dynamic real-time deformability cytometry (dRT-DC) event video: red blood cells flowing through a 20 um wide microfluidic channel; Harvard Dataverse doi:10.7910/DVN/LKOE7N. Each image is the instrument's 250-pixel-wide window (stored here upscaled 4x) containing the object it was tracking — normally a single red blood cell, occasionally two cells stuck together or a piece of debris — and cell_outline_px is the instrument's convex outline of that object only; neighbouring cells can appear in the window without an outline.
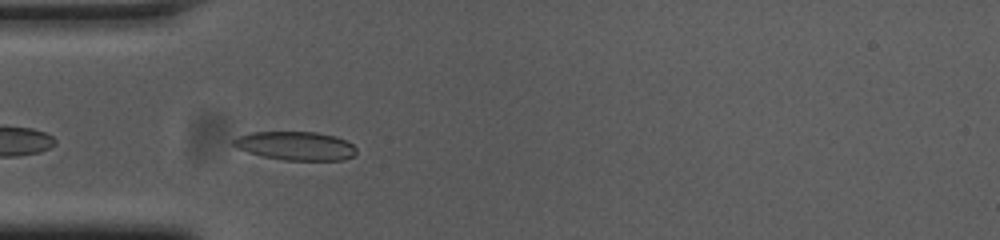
{"species": "common noctule bat (a hibernating species)", "species_latin": "Nyctalus noctula", "temperature_condition": "cold", "stored_images_in_passage": 29, "camera_frame_rate_fps": 3000, "um_per_image_px": 0.085, "animal": {"sex": "female", "body_mass_g": 23.0, "forearm_length_mm": 53.4}, "frame": {"image": 1, "passage_image": 4, "time_ms": 1.0, "image_size_px": [1000, 240], "cell_outline_px": [[356, 156], [344, 160], [284, 160], [264, 156], [248, 152], [232, 144], [232, 140], [240, 136], [252, 132], [316, 132], [336, 136], [352, 144], [356, 148]], "centroid_in_image_um": [25.18, 12.4], "position_along_channel_um": 59.8, "area_um2": 20.4}}
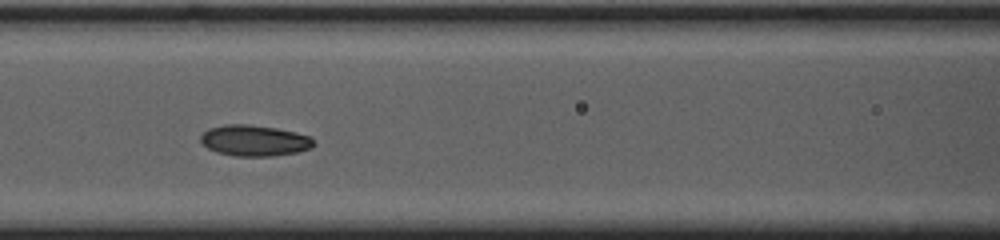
{"frame": {"image": 2, "passage_image": 11, "time_ms": 3.333, "image_size_px": [1000, 240], "cell_outline_px": [[316, 144], [312, 148], [296, 152], [272, 156], [236, 156], [216, 152], [208, 148], [200, 140], [200, 136], [208, 128], [224, 124], [248, 124], [276, 128], [296, 132], [312, 136]], "centroid_in_image_um": [21.65, 11.94], "position_along_channel_um": 145.0, "area_um2": 20.58}}
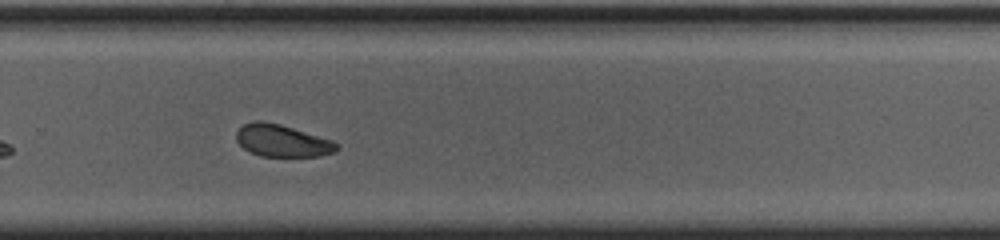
{"frame": {"image": 3, "passage_image": 24, "time_ms": 7.667, "image_size_px": [1000, 240], "cell_outline_px": [[340, 148], [336, 152], [320, 156], [260, 156], [248, 152], [236, 140], [236, 132], [244, 124], [252, 120], [264, 120], [280, 124], [332, 140], [340, 144]], "centroid_in_image_um": [23.99, 11.96], "position_along_channel_um": 305.8, "area_um2": 19.02}, "authors_computed_cell_mechanics": {"area_um2": 19.7098, "velocity_mm_per_s": 3.7212, "shape_relaxation_time_tau1_ms": 2.366, "shape_relaxation_time_tau2_ms": 3.467, "deformation_change_tau1": 0.1185, "deformation_change_tau2": 0.0799}}